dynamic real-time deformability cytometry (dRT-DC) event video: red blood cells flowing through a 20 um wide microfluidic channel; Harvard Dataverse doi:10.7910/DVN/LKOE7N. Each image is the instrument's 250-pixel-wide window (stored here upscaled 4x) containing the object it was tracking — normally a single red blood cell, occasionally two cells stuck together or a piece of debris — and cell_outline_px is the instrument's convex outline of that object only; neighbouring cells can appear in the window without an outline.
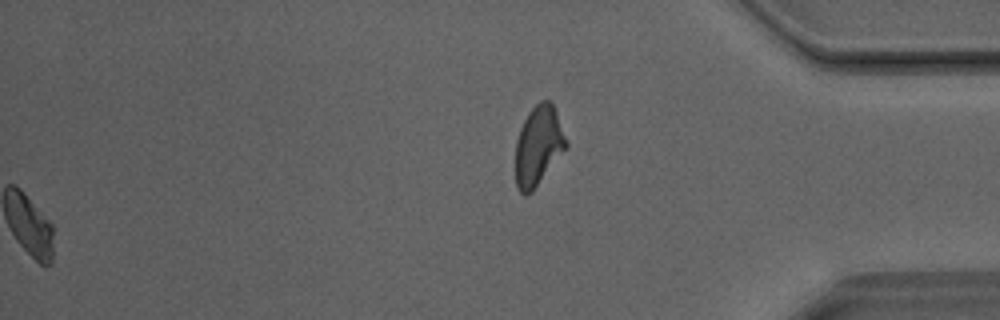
{"species": "Egyptian fruit bat (a non-hibernating species)", "species_latin": "Rousettus aegyptiacus", "temperature_condition": "room temperature", "stored_images_in_passage": 40, "segment_of_instrument_passage": [2, 2], "camera_frame_rate_fps": 3000, "um_per_image_px": 0.085, "animal": {"sex": "male"}, "frame": {"image": 1, "passage_image": 40, "time_ms": 13.0, "image_size_px": [1000, 320], "cell_outline_px": [[568, 144], [532, 192], [524, 196], [516, 188], [516, 140], [520, 128], [528, 112], [540, 100], [548, 100], [552, 104], [556, 112]], "centroid_in_image_um": [45.73, 12.39], "position_along_channel_um": 389.5, "area_um2": 23.06}}